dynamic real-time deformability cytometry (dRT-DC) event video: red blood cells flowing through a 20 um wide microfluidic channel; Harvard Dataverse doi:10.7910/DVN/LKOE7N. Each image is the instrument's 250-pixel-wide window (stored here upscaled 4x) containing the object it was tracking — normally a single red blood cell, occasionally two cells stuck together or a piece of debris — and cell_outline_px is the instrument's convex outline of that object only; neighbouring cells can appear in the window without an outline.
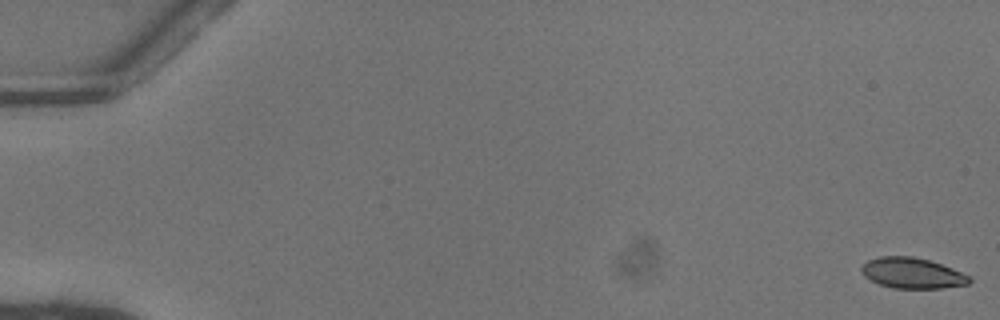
{"species": "common noctule bat (a hibernating species)", "species_latin": "Nyctalus noctula", "temperature_condition": "warm", "stored_images_in_passage": 53, "camera_frame_rate_fps": 3000, "um_per_image_px": 0.085, "animal": {"sex": "female"}, "frame": {"image": 1, "passage_image": 1, "time_ms": 0.0, "image_size_px": [1000, 320], "cell_outline_px": [[972, 280], [968, 284], [940, 288], [892, 288], [880, 284], [864, 276], [860, 272], [860, 268], [868, 260], [880, 256], [912, 256], [928, 260], [952, 268], [968, 276]], "centroid_in_image_um": [77.5, 23.21], "position_along_channel_um": 7.5, "area_um2": 19.07}}
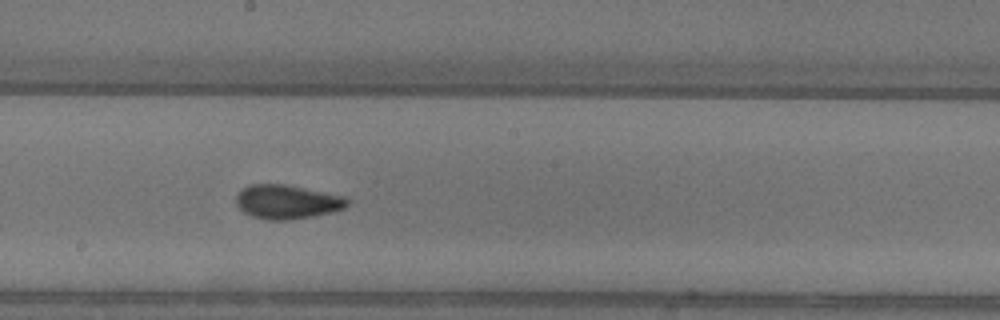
{"frame": {"image": 2, "passage_image": 30, "time_ms": 9.667, "image_size_px": [1000, 320], "cell_outline_px": [[348, 204], [344, 208], [332, 212], [312, 216], [288, 220], [268, 220], [252, 216], [244, 212], [236, 204], [236, 196], [248, 184], [284, 184], [344, 196], [348, 200]], "centroid_in_image_um": [24.39, 17.16], "position_along_channel_um": 223.8, "area_um2": 21.85}}
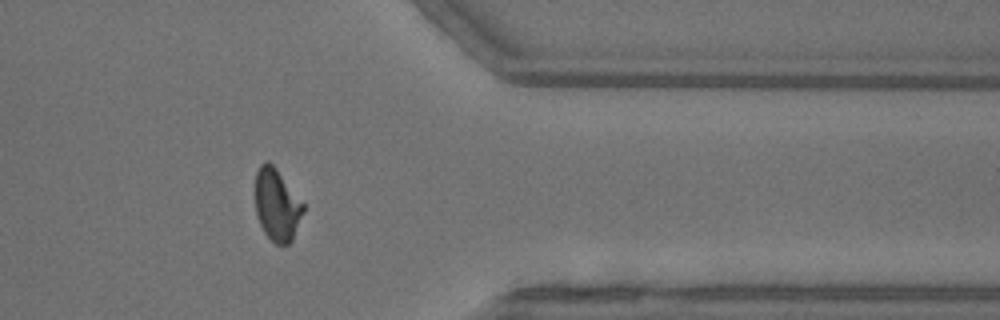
{"frame": {"image": 3, "passage_image": 43, "time_ms": 14.0, "image_size_px": [1000, 320], "cell_outline_px": [[304, 212], [292, 240], [288, 244], [276, 244], [264, 232], [256, 216], [256, 172], [260, 164], [268, 160], [276, 168], [304, 204]], "centroid_in_image_um": [23.54, 17.41], "position_along_channel_um": 387.9, "area_um2": 20.0}, "authors_computed_cell_mechanics": {"area_um2": 20.4612, "velocity_mm_per_s": 4.0894, "shape_relaxation_time_tau1_ms": 5.4174, "shape_relaxation_time_tau2_ms": 1.4933, "deformation_change_tau1": 0.152, "deformation_change_tau2": 0.0603}}